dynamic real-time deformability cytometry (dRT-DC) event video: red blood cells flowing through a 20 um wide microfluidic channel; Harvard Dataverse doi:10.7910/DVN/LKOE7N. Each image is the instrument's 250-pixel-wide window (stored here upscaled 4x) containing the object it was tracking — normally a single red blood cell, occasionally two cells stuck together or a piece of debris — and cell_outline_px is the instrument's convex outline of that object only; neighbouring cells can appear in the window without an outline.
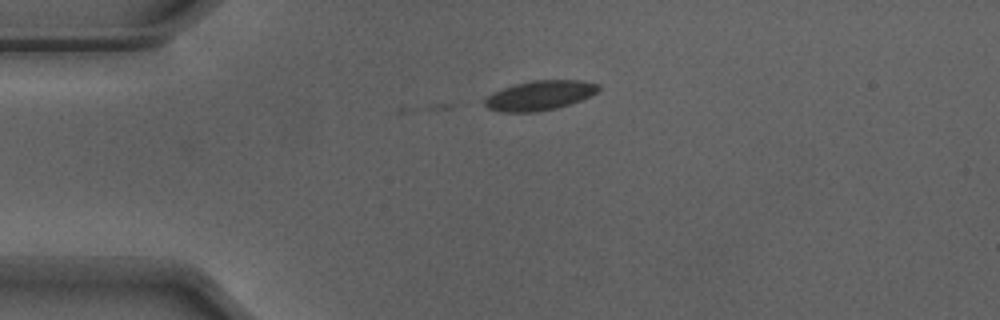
{"species": "Egyptian fruit bat (a non-hibernating species)", "species_latin": "Rousettus aegyptiacus", "temperature_condition": "warm", "stored_images_in_passage": 3, "camera_frame_rate_fps": 3000, "um_per_image_px": 0.085, "animal": {"sex": "male"}, "frame": {"image": 1, "passage_image": 1, "time_ms": 0.0, "image_size_px": [1000, 320], "cell_outline_px": [[600, 88], [592, 96], [556, 108], [536, 112], [500, 112], [488, 108], [484, 104], [484, 96], [492, 92], [516, 84], [532, 80], [584, 80], [600, 84]], "centroid_in_image_um": [45.87, 8.11], "position_along_channel_um": 39.1, "area_um2": 19.77}}